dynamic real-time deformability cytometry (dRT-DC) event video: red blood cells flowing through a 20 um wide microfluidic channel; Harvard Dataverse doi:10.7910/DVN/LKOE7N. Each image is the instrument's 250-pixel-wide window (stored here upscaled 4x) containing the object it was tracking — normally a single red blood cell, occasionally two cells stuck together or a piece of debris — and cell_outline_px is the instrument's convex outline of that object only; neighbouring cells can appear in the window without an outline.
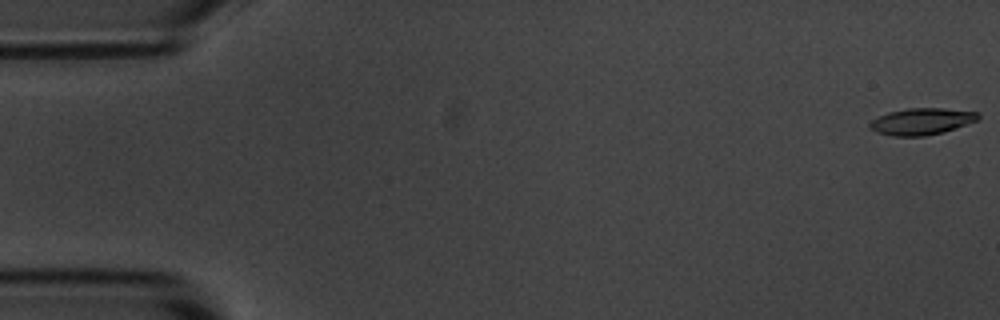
{"species": "common noctule bat (a hibernating species)", "species_latin": "Nyctalus noctula", "temperature_condition": "room temperature", "stored_images_in_passage": 5, "camera_frame_rate_fps": 3000, "um_per_image_px": 0.085, "animal": {"sex": "male", "body_mass_g": 20.1, "forearm_length_mm": 53.5}, "frame": {"image": 1, "passage_image": 1, "time_ms": 0.0, "image_size_px": [1000, 320], "cell_outline_px": [[980, 116], [976, 120], [944, 132], [924, 136], [892, 136], [876, 132], [868, 128], [868, 124], [872, 120], [888, 112], [908, 108], [940, 108], [980, 112]], "centroid_in_image_um": [78.3, 10.32], "position_along_channel_um": 6.7, "area_um2": 16.76}}